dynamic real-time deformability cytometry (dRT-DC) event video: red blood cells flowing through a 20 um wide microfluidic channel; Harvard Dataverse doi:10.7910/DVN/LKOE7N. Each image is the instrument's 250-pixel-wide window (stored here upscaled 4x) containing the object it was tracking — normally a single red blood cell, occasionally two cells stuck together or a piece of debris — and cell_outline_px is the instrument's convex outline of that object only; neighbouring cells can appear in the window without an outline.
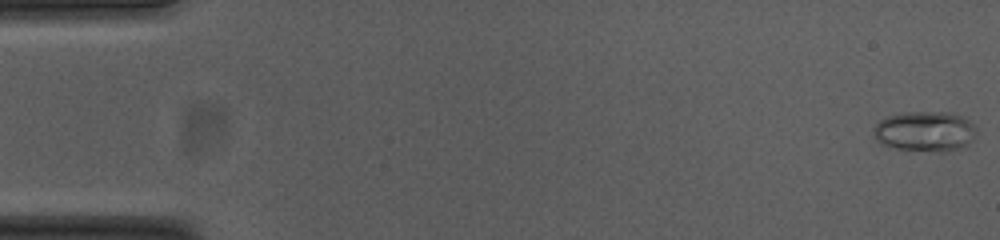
{"species": "common noctule bat (a hibernating species)", "species_latin": "Nyctalus noctula", "temperature_condition": "cold", "stored_images_in_passage": 54, "camera_frame_rate_fps": 3000, "um_per_image_px": 0.085, "animal": {"sex": "female", "body_mass_g": 23.0, "forearm_length_mm": 53.4}, "frame": {"image": 1, "passage_image": 1, "time_ms": 0.0, "image_size_px": [1000, 240], "cell_outline_px": [[976, 136], [968, 144], [960, 148], [944, 152], [896, 148], [880, 144], [876, 140], [876, 124], [880, 120], [888, 116], [904, 112], [948, 112], [964, 116], [976, 128]], "centroid_in_image_um": [78.67, 11.16], "position_along_channel_um": 6.3, "area_um2": 23.99}}
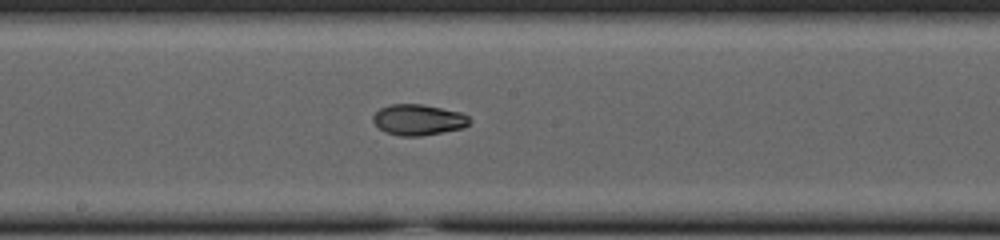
{"frame": {"image": 2, "passage_image": 29, "time_ms": 9.333, "image_size_px": [1000, 240], "cell_outline_px": [[472, 120], [464, 128], [420, 136], [400, 136], [384, 132], [372, 120], [372, 116], [380, 108], [392, 104], [420, 104], [460, 112], [468, 116]], "centroid_in_image_um": [35.55, 10.19], "position_along_channel_um": 212.6, "area_um2": 17.28}}
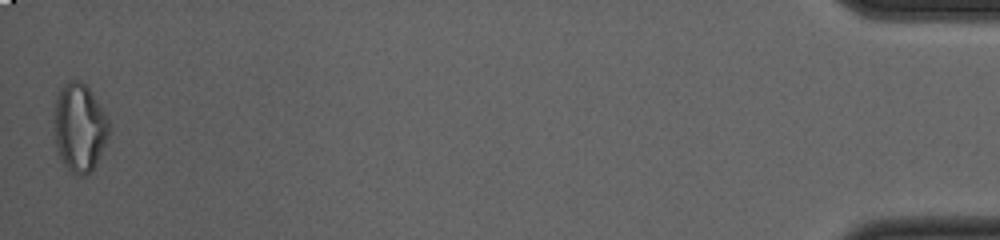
{"frame": {"image": 3, "passage_image": 54, "time_ms": 17.667, "image_size_px": [1000, 240], "cell_outline_px": [[108, 136], [92, 172], [84, 176], [76, 176], [64, 164], [60, 156], [56, 144], [52, 124], [56, 96], [60, 88], [68, 80], [80, 80], [88, 88], [108, 116]], "centroid_in_image_um": [6.72, 10.83], "position_along_channel_um": 428.5, "area_um2": 28.38}, "authors_computed_cell_mechanics": {"area_um2": 17.9758, "velocity_mm_per_s": 3.7452, "shape_relaxation_time_tau1_ms": 6.8533, "shape_relaxation_time_tau2_ms": 2.0779, "deformation_change_tau1": 0.1912, "deformation_change_tau2": 0.0581}}